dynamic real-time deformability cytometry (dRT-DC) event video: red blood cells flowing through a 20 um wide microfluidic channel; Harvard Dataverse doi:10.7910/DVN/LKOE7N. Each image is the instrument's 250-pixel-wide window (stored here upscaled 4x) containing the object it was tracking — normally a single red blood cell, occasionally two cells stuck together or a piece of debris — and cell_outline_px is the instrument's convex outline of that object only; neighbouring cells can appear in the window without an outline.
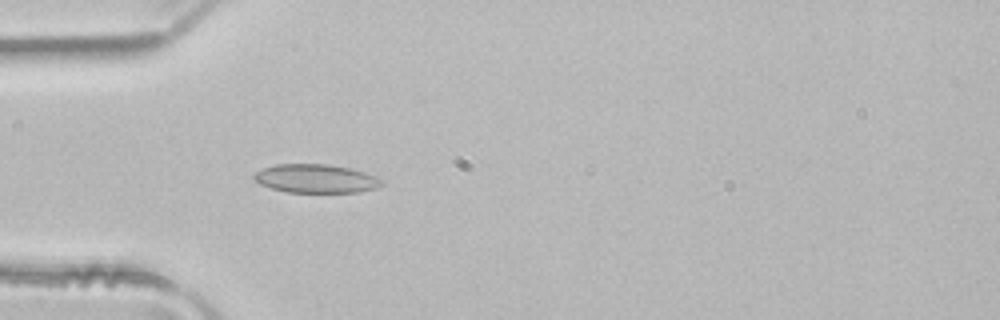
{"species": "common noctule bat (a hibernating species)", "species_latin": "Nyctalus noctula", "temperature_condition": "room temperature", "stored_images_in_passage": 40, "camera_frame_rate_fps": 3000, "um_per_image_px": 0.085, "animal": {"sex": "male", "body_mass_g": 21.5, "forearm_length_mm": 52.0}, "frame": {"image": 1, "passage_image": 5, "time_ms": 1.333, "image_size_px": [1000, 320], "cell_outline_px": [[384, 184], [376, 188], [356, 192], [288, 192], [272, 188], [260, 184], [252, 176], [256, 172], [264, 168], [276, 164], [328, 164], [348, 168], [364, 172], [376, 176], [384, 180]], "centroid_in_image_um": [26.88, 15.18], "position_along_channel_um": 58.1, "area_um2": 21.15}}
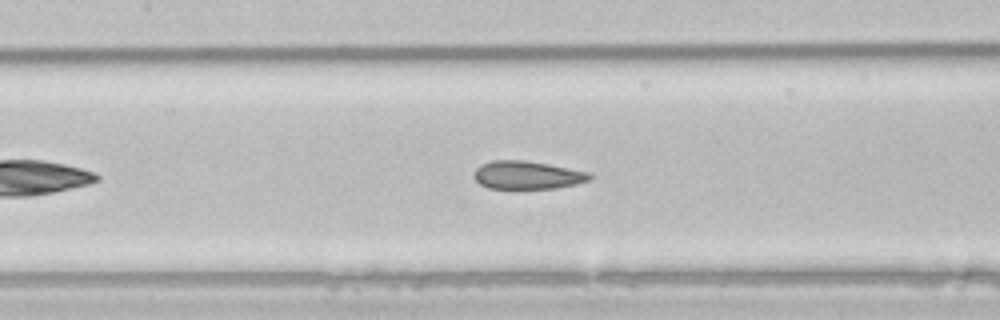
{"frame": {"image": 2, "passage_image": 13, "time_ms": 4.0, "image_size_px": [1000, 320], "cell_outline_px": [[592, 180], [576, 184], [556, 188], [488, 188], [480, 184], [472, 176], [476, 168], [480, 164], [492, 160], [524, 160], [548, 164], [588, 172], [592, 176]], "centroid_in_image_um": [44.79, 14.88], "position_along_channel_um": 162.6, "area_um2": 18.96}}
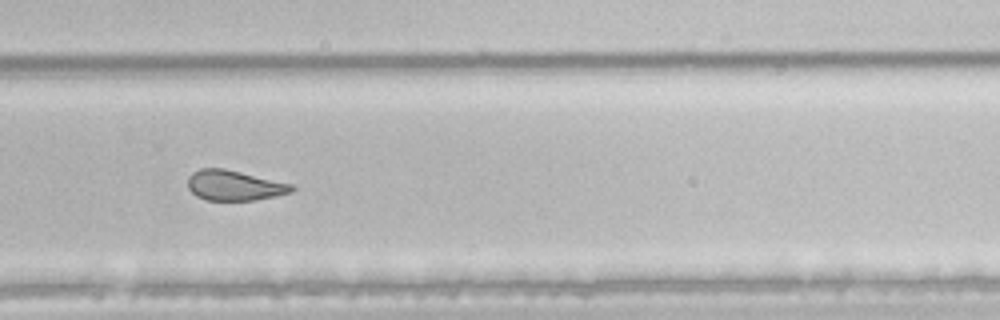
{"frame": {"image": 3, "passage_image": 24, "time_ms": 7.667, "image_size_px": [1000, 320], "cell_outline_px": [[296, 188], [292, 192], [276, 196], [256, 200], [208, 200], [196, 196], [188, 188], [188, 176], [192, 172], [200, 168], [224, 168], [292, 184]], "centroid_in_image_um": [19.91, 15.76], "position_along_channel_um": 309.9, "area_um2": 18.32}, "authors_computed_cell_mechanics": {"area_um2": 20.0277, "velocity_mm_per_s": 4.0371, "shape_relaxation_time_tau1_ms": null, "shape_relaxation_time_tau2_ms": 1.8281, "deformation_change_tau1": null, "deformation_change_tau2": 0.0712}}